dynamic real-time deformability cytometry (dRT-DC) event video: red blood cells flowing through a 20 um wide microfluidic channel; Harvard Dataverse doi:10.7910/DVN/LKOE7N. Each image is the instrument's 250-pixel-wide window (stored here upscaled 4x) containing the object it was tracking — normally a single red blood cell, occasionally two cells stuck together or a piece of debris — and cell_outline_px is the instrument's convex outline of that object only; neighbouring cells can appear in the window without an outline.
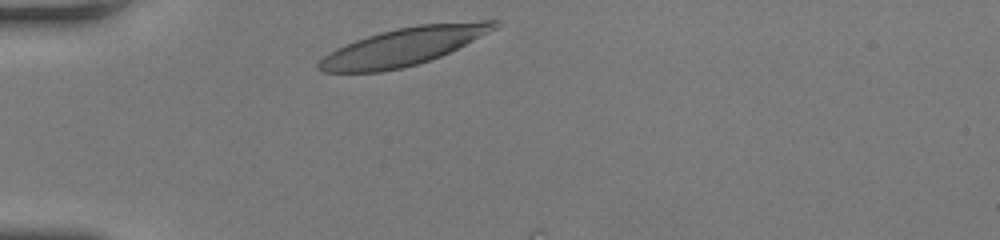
{"species": "human", "species_latin": "Homo sapiens", "temperature_condition": "room temperature", "stored_images_in_passage": 28, "camera_frame_rate_fps": 3000, "um_per_image_px": 0.085, "donor": {"sex": "female"}, "frame": {"image": 1, "passage_image": 1, "time_ms": 0.0, "image_size_px": [1000, 240], "cell_outline_px": [[500, 24], [496, 28], [440, 56], [416, 64], [400, 68], [380, 72], [324, 72], [316, 68], [316, 64], [324, 56], [336, 48], [356, 40], [380, 32], [396, 28], [416, 24], [480, 20], [500, 20]], "centroid_in_image_um": [34.28, 3.94], "position_along_channel_um": 50.7, "area_um2": 38.21}}
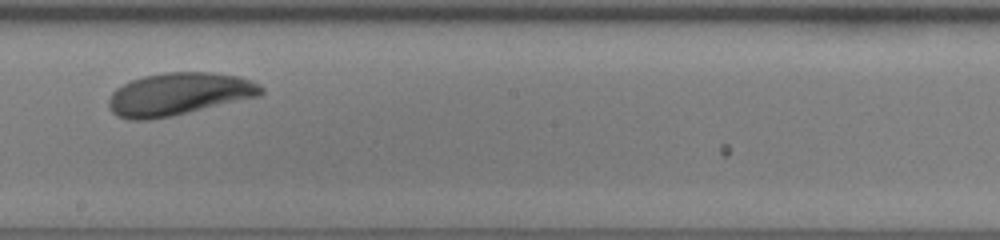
{"frame": {"image": 2, "passage_image": 16, "time_ms": 5.0, "image_size_px": [1000, 240], "cell_outline_px": [[264, 92], [260, 96], [172, 116], [148, 120], [128, 120], [116, 116], [108, 108], [108, 100], [112, 92], [116, 88], [132, 80], [144, 76], [164, 72], [212, 72], [240, 76], [252, 80], [260, 84], [264, 88]], "centroid_in_image_um": [15.2, 8.0], "position_along_channel_um": 233.0, "area_um2": 38.15}}
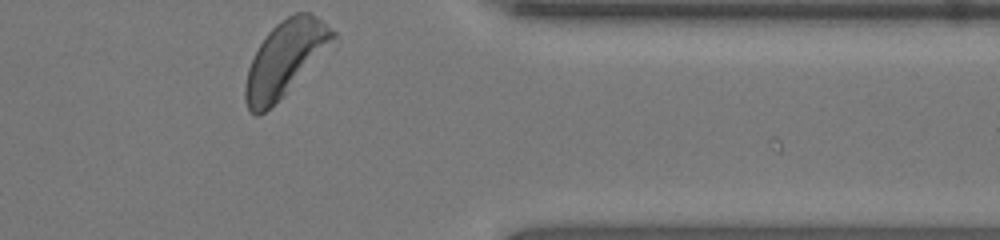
{"frame": {"image": 3, "passage_image": 28, "time_ms": 9.0, "image_size_px": [1000, 240], "cell_outline_px": [[336, 36], [284, 92], [260, 116], [256, 116], [248, 108], [244, 100], [244, 84], [248, 68], [260, 44], [268, 32], [280, 20], [296, 12], [308, 12], [316, 16], [336, 32]], "centroid_in_image_um": [24.15, 4.95], "position_along_channel_um": 387.3, "area_um2": 36.24}, "authors_computed_cell_mechanics": {"area_um2": 37.5411, "velocity_mm_per_s": 4.0998, "shape_relaxation_time_tau1_ms": 3.1108, "shape_relaxation_time_tau2_ms": null, "deformation_change_tau1": 0.1609, "deformation_change_tau2": null}}